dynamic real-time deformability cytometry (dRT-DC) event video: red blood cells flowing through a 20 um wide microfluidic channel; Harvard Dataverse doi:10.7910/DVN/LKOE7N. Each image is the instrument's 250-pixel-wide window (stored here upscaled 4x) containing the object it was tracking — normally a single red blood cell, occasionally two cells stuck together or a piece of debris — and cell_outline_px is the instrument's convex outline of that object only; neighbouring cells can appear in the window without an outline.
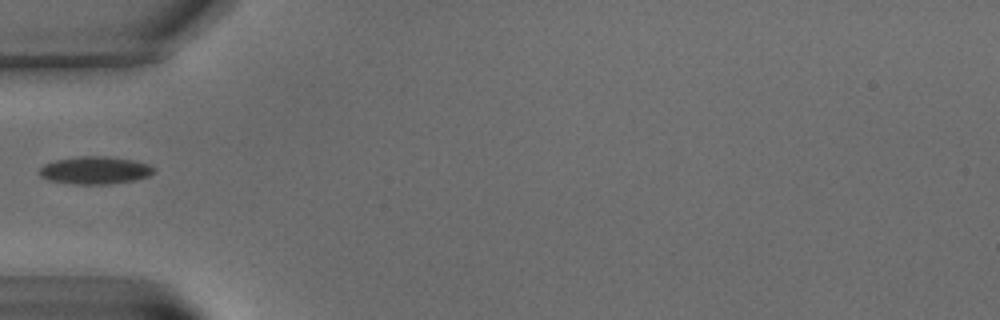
{"species": "common noctule bat (a hibernating species)", "species_latin": "Nyctalus noctula", "temperature_condition": "warm", "stored_images_in_passage": 5, "camera_frame_rate_fps": 3000, "um_per_image_px": 0.085, "animal": {"sex": "male", "body_mass_g": 15.6}, "frame": {"image": 1, "passage_image": 2, "time_ms": 1.333, "image_size_px": [1000, 320], "cell_outline_px": [[156, 172], [148, 176], [136, 180], [112, 184], [76, 184], [48, 180], [40, 176], [40, 168], [44, 164], [56, 160], [80, 156], [108, 156], [132, 160], [148, 164], [156, 168]], "centroid_in_image_um": [8.12, 14.48], "position_along_channel_um": 76.9, "area_um2": 18.5}}
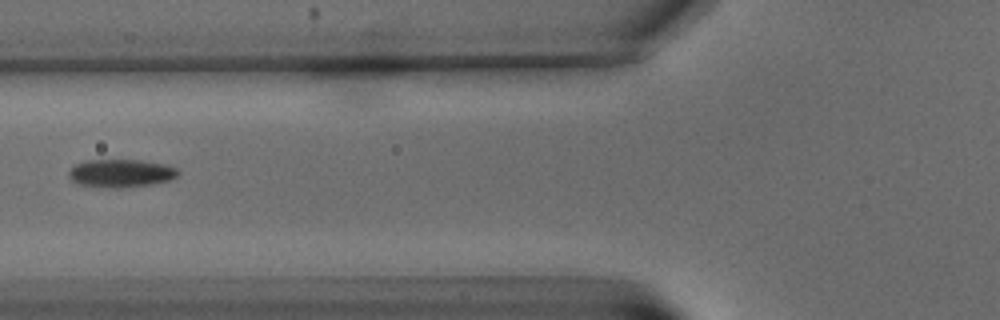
{"frame": {"image": 2, "passage_image": 3, "time_ms": 2.667, "image_size_px": [1000, 320], "cell_outline_px": [[180, 172], [176, 176], [168, 180], [152, 184], [120, 188], [116, 188], [76, 184], [68, 176], [68, 172], [76, 164], [84, 160], [140, 160], [164, 164], [176, 168]], "centroid_in_image_um": [10.25, 14.72], "position_along_channel_um": 115.5, "area_um2": 17.74}}